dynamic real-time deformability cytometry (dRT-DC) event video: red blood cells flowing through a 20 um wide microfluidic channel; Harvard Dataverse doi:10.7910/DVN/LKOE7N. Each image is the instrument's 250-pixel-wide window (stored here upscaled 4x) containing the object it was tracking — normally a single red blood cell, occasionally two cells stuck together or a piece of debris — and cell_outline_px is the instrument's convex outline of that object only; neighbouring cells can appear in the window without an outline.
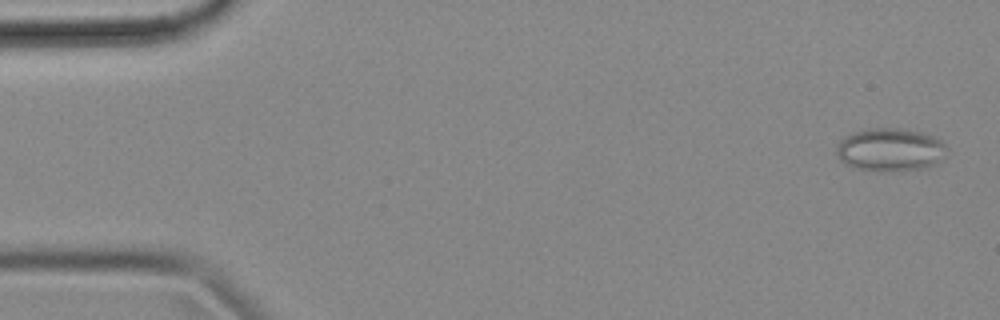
{"species": "common noctule bat (a hibernating species)", "species_latin": "Nyctalus noctula", "temperature_condition": "cold", "stored_images_in_passage": 54, "camera_frame_rate_fps": 3000, "um_per_image_px": 0.085, "animal": {"sex": "female", "body_mass_g": 18.4}, "frame": {"image": 1, "passage_image": 2, "time_ms": 0.333, "image_size_px": [1000, 320], "cell_outline_px": [[948, 152], [944, 156], [932, 164], [924, 168], [892, 172], [880, 172], [852, 168], [844, 164], [840, 160], [836, 152], [836, 148], [840, 140], [844, 136], [868, 128], [896, 128], [920, 132], [932, 136], [940, 140], [948, 148]], "centroid_in_image_um": [75.63, 12.75], "position_along_channel_um": 9.4, "area_um2": 27.92}}
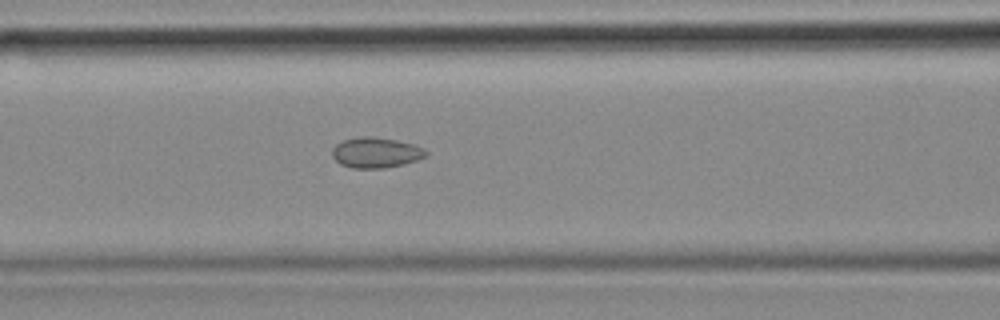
{"frame": {"image": 2, "passage_image": 22, "time_ms": 7.0, "image_size_px": [1000, 320], "cell_outline_px": [[428, 156], [404, 164], [384, 168], [352, 168], [340, 164], [332, 156], [332, 148], [336, 144], [344, 140], [360, 136], [372, 136], [396, 140], [416, 144], [424, 148], [428, 152]], "centroid_in_image_um": [31.97, 12.96], "position_along_channel_um": 134.6, "area_um2": 16.82}}
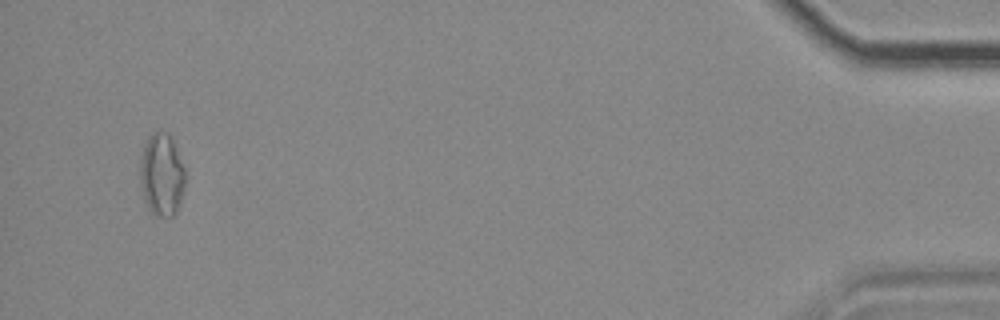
{"frame": {"image": 3, "passage_image": 52, "time_ms": 17.0, "image_size_px": [1000, 320], "cell_outline_px": [[184, 188], [176, 212], [172, 216], [156, 216], [148, 208], [144, 200], [140, 184], [140, 160], [144, 144], [148, 136], [152, 132], [168, 132], [172, 136], [184, 168]], "centroid_in_image_um": [13.73, 14.83], "position_along_channel_um": 421.5, "area_um2": 21.79}, "authors_computed_cell_mechanics": {"area_um2": 17.0221, "velocity_mm_per_s": 3.6723, "shape_relaxation_time_tau1_ms": null, "shape_relaxation_time_tau2_ms": 1.5705, "deformation_change_tau1": null, "deformation_change_tau2": 0.0723}}